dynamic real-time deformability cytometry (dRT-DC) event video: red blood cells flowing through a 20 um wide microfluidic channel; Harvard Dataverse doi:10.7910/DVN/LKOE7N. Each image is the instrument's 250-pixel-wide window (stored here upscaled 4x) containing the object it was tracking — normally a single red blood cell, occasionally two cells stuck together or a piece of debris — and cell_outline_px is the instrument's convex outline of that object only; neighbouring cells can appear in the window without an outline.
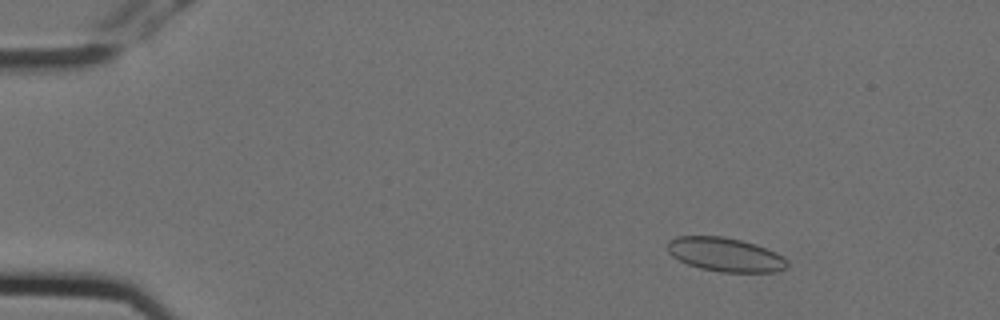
{"species": "Egyptian fruit bat (a non-hibernating species)", "species_latin": "Rousettus aegyptiacus", "temperature_condition": "cold", "stored_images_in_passage": 3, "camera_frame_rate_fps": 3000, "um_per_image_px": 0.085, "animal": {"sex": "female"}, "frame": {"image": 1, "passage_image": 2, "time_ms": 0.333, "image_size_px": [1000, 320], "cell_outline_px": [[788, 264], [784, 268], [776, 272], [720, 272], [700, 268], [688, 264], [672, 256], [668, 252], [668, 240], [676, 236], [724, 236], [756, 244], [776, 252], [784, 256], [788, 260]], "centroid_in_image_um": [61.66, 21.63], "position_along_channel_um": 23.3, "area_um2": 23.76}}